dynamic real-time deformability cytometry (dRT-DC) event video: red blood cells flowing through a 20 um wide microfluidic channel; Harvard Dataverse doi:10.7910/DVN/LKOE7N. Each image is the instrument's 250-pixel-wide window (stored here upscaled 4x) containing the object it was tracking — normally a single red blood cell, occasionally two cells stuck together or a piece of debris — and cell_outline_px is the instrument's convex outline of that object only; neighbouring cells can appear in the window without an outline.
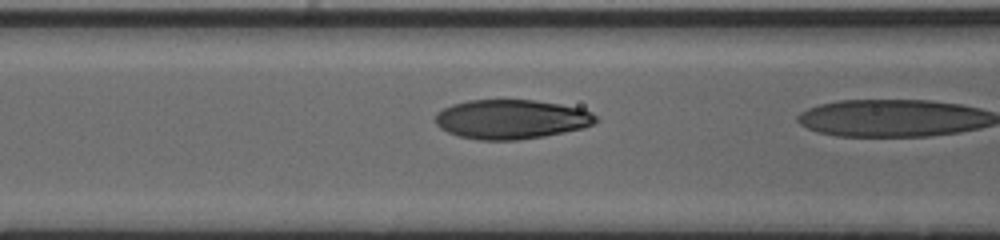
{"species": "human", "species_latin": "Homo sapiens", "temperature_condition": "cold", "stored_images_in_passage": 21, "camera_frame_rate_fps": 3000, "um_per_image_px": 0.085, "donor": {"sex": "male"}, "frame": {"image": 1, "passage_image": 20, "time_ms": 6.333, "image_size_px": [1000, 240], "cell_outline_px": [[600, 120], [584, 128], [544, 136], [516, 140], [480, 140], [460, 136], [448, 132], [440, 128], [436, 124], [436, 112], [452, 104], [468, 100], [536, 100], [560, 104], [580, 108], [592, 112]], "centroid_in_image_um": [43.47, 10.13], "position_along_channel_um": 123.1, "area_um2": 36.88}}